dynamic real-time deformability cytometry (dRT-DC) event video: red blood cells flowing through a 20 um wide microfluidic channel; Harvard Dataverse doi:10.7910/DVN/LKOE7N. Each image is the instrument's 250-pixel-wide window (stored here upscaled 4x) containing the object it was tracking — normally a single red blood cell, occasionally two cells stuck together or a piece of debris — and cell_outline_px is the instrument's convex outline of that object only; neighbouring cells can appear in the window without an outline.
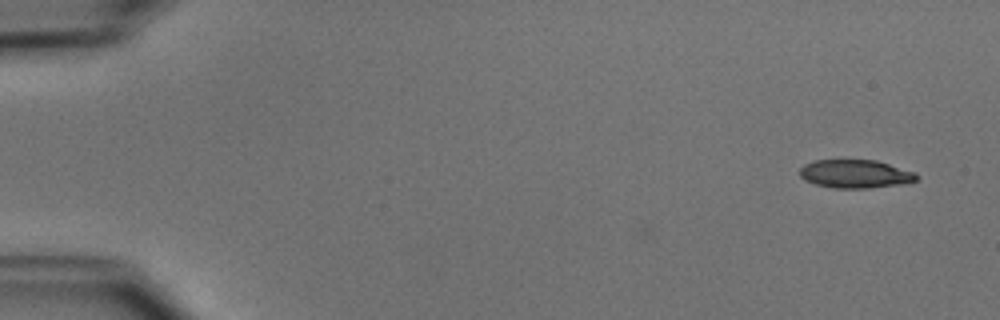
{"species": "common noctule bat (a hibernating species)", "species_latin": "Nyctalus noctula", "temperature_condition": "cold", "stored_images_in_passage": 41, "camera_frame_rate_fps": 3000, "um_per_image_px": 0.085, "animal": {"sex": "male", "body_mass_g": 15.6}, "frame": {"image": 1, "passage_image": 1, "time_ms": 0.0, "image_size_px": [1000, 320], "cell_outline_px": [[920, 176], [916, 180], [904, 184], [868, 188], [832, 188], [816, 184], [804, 180], [800, 176], [800, 168], [804, 164], [812, 160], [876, 160], [916, 172]], "centroid_in_image_um": [72.71, 14.78], "position_along_channel_um": 12.3, "area_um2": 19.48}}
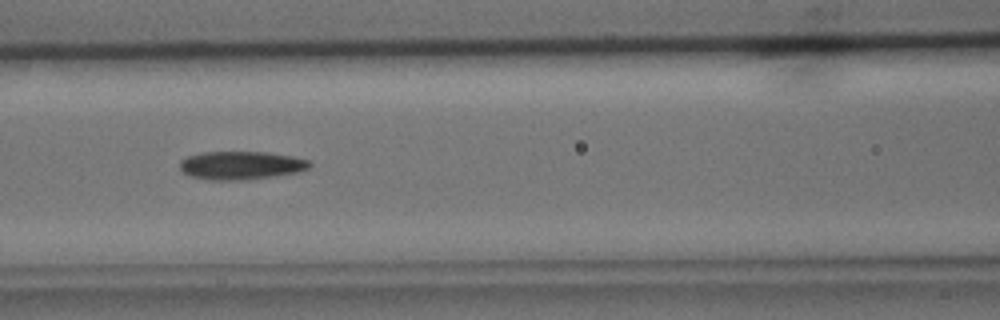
{"frame": {"image": 2, "passage_image": 21, "time_ms": 6.667, "image_size_px": [1000, 320], "cell_outline_px": [[312, 164], [308, 168], [300, 172], [276, 176], [240, 180], [212, 180], [192, 176], [184, 172], [180, 168], [180, 160], [188, 156], [204, 152], [268, 152], [292, 156], [308, 160]], "centroid_in_image_um": [20.52, 14.05], "position_along_channel_um": 146.1, "area_um2": 21.33}}
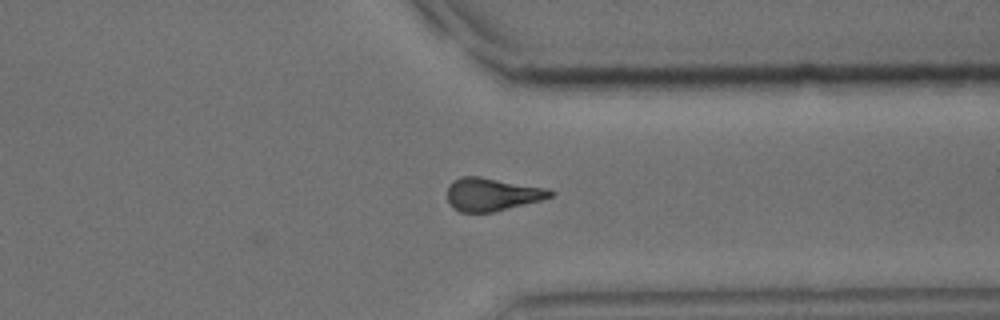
{"frame": {"image": 3, "passage_image": 38, "time_ms": 12.333, "image_size_px": [1000, 320], "cell_outline_px": [[556, 192], [552, 196], [540, 200], [492, 212], [460, 212], [452, 208], [448, 200], [448, 184], [452, 180], [460, 176], [480, 176], [548, 188]], "centroid_in_image_um": [41.8, 16.5], "position_along_channel_um": 369.6, "area_um2": 19.88}, "authors_computed_cell_mechanics": {"area_um2": 20.6346, "velocity_mm_per_s": 3.9538, "shape_relaxation_time_tau1_ms": 3.459, "shape_relaxation_time_tau2_ms": null, "deformation_change_tau1": 0.1338, "deformation_change_tau2": null}}